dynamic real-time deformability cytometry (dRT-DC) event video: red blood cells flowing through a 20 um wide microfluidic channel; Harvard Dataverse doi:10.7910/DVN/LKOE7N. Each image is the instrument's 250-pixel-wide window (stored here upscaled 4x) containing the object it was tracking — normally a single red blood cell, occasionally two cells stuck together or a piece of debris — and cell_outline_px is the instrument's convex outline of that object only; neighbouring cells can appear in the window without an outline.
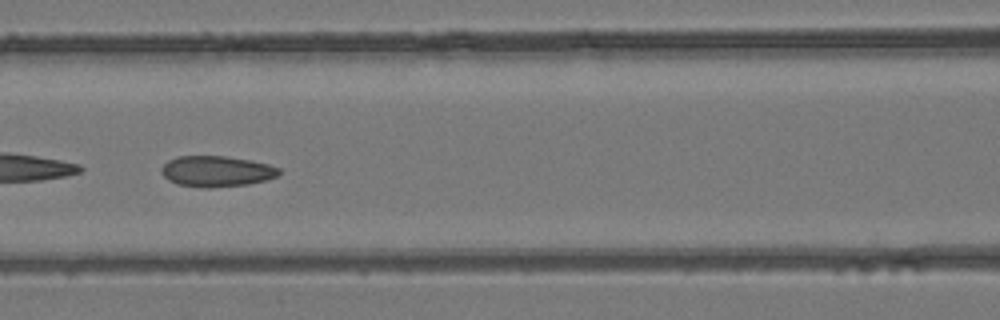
{"species": "common noctule bat (a hibernating species)", "species_latin": "Nyctalus noctula", "temperature_condition": "room temperature", "stored_images_in_passage": 31, "camera_frame_rate_fps": 3000, "um_per_image_px": 0.085, "animal": {"sex": "female", "body_mass_g": 24.6, "forearm_length_mm": 56.2}, "frame": {"image": 1, "passage_image": 10, "time_ms": 3.0, "image_size_px": [1000, 320], "cell_outline_px": [[280, 172], [276, 176], [264, 180], [248, 184], [212, 188], [200, 188], [176, 184], [168, 180], [160, 172], [160, 168], [168, 160], [176, 156], [224, 156], [252, 160], [268, 164], [280, 168]], "centroid_in_image_um": [18.36, 14.56], "position_along_channel_um": 148.2, "area_um2": 21.33}}
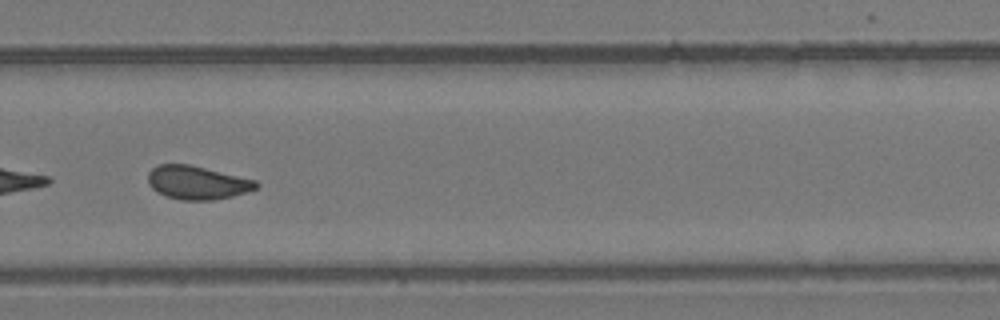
{"frame": {"image": 2, "passage_image": 22, "time_ms": 7.0, "image_size_px": [1000, 320], "cell_outline_px": [[260, 184], [256, 188], [248, 192], [232, 196], [212, 200], [180, 200], [164, 196], [156, 192], [148, 184], [148, 172], [152, 168], [160, 164], [188, 164], [256, 180]], "centroid_in_image_um": [16.74, 15.53], "position_along_channel_um": 313.1, "area_um2": 21.15}, "authors_computed_cell_mechanics": {"area_um2": 21.1548, "velocity_mm_per_s": 4.1401, "shape_relaxation_time_tau1_ms": null, "shape_relaxation_time_tau2_ms": 1.4899, "deformation_change_tau1": null, "deformation_change_tau2": 0.0782}}